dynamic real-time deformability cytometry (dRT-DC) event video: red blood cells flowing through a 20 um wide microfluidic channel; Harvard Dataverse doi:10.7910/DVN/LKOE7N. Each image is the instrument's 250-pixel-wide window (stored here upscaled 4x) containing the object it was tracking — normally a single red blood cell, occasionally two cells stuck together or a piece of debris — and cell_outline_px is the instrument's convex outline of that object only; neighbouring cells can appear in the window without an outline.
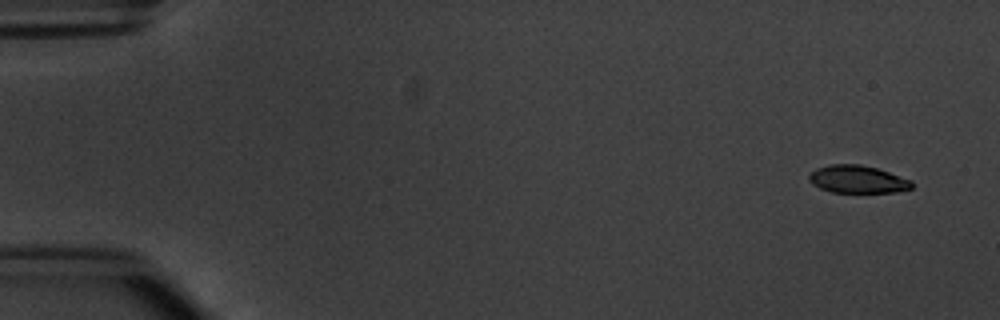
{"species": "common noctule bat (a hibernating species)", "species_latin": "Nyctalus noctula", "temperature_condition": "warm", "stored_images_in_passage": 4, "camera_frame_rate_fps": 3000, "um_per_image_px": 0.085, "animal": {"sex": "male", "body_mass_g": 20.1, "forearm_length_mm": 53.5}, "frame": {"image": 1, "passage_image": 1, "time_ms": 0.0, "image_size_px": [1000, 320], "cell_outline_px": [[912, 188], [896, 192], [832, 192], [820, 188], [812, 184], [808, 180], [808, 176], [816, 168], [828, 164], [860, 164], [876, 168], [912, 180]], "centroid_in_image_um": [72.87, 15.23], "position_along_channel_um": 12.1, "area_um2": 16.53}}
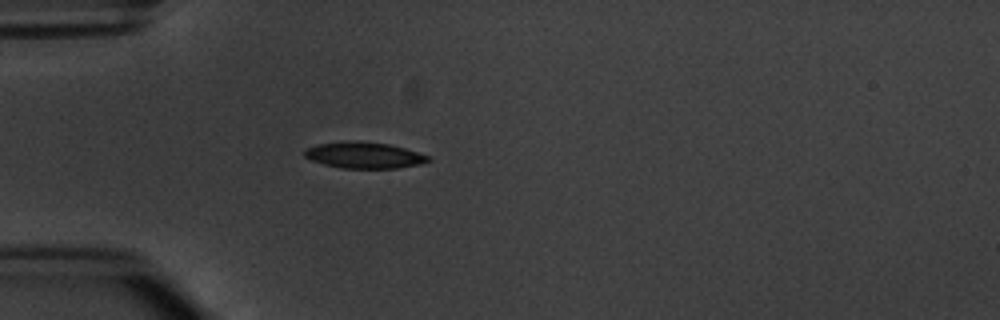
{"frame": {"image": 2, "passage_image": 4, "time_ms": 4.333, "image_size_px": [1000, 320], "cell_outline_px": [[432, 160], [420, 164], [396, 168], [340, 168], [324, 164], [312, 160], [304, 156], [304, 148], [316, 144], [344, 140], [360, 140], [388, 144], [404, 148], [432, 156]], "centroid_in_image_um": [30.94, 13.17], "position_along_channel_um": 54.1, "area_um2": 19.25}}